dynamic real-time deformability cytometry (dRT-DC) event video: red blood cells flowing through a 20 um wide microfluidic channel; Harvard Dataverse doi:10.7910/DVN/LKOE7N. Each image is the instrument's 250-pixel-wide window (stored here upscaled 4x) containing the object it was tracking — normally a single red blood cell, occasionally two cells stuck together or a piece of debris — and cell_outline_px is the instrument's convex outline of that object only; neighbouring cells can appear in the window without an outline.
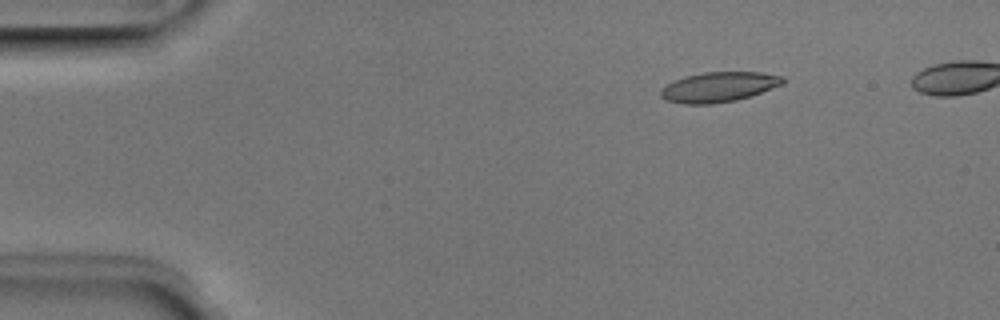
{"species": "Egyptian fruit bat (a non-hibernating species)", "species_latin": "Rousettus aegyptiacus", "temperature_condition": "room temperature", "stored_images_in_passage": 42, "camera_frame_rate_fps": 3000, "um_per_image_px": 0.085, "animal": {"sex": "male"}, "frame": {"image": 1, "passage_image": 2, "time_ms": 0.333, "image_size_px": [1000, 320], "cell_outline_px": [[784, 84], [736, 100], [712, 104], [684, 104], [664, 100], [660, 96], [660, 88], [672, 80], [684, 76], [704, 72], [760, 72], [784, 76]], "centroid_in_image_um": [61.04, 7.39], "position_along_channel_um": 24.0, "area_um2": 21.5}}
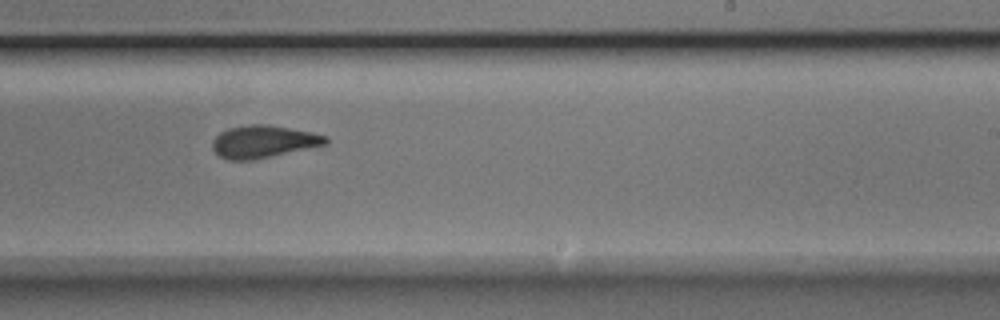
{"frame": {"image": 2, "passage_image": 26, "time_ms": 8.333, "image_size_px": [1000, 320], "cell_outline_px": [[328, 144], [252, 160], [228, 160], [220, 156], [212, 148], [212, 140], [220, 132], [228, 128], [248, 124], [268, 124], [312, 132], [328, 136]], "centroid_in_image_um": [22.39, 12.03], "position_along_channel_um": 266.6, "area_um2": 21.44}}
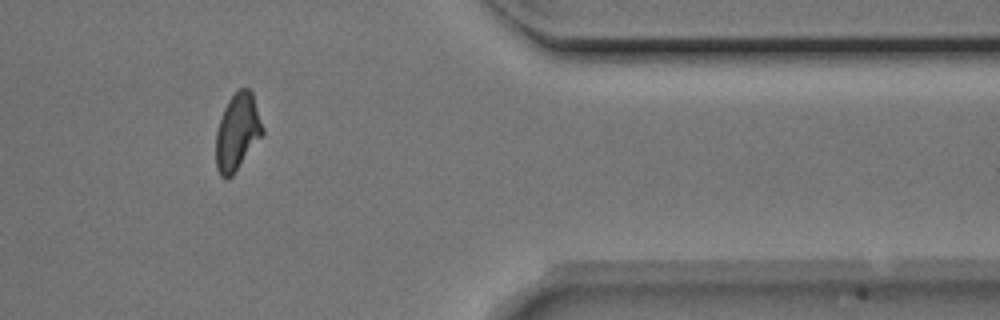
{"frame": {"image": 3, "passage_image": 37, "time_ms": 12.0, "image_size_px": [1000, 320], "cell_outline_px": [[264, 132], [232, 176], [228, 180], [220, 176], [216, 168], [216, 132], [220, 116], [228, 100], [240, 88], [248, 88], [252, 92], [264, 128]], "centroid_in_image_um": [20.16, 11.22], "position_along_channel_um": 391.2, "area_um2": 20.81}, "authors_computed_cell_mechanics": {"area_um2": 21.5305, "velocity_mm_per_s": 3.9765, "shape_relaxation_time_tau1_ms": 6.6888, "shape_relaxation_time_tau2_ms": 1.9771, "deformation_change_tau1": 0.2009, "deformation_change_tau2": 0.0873}}